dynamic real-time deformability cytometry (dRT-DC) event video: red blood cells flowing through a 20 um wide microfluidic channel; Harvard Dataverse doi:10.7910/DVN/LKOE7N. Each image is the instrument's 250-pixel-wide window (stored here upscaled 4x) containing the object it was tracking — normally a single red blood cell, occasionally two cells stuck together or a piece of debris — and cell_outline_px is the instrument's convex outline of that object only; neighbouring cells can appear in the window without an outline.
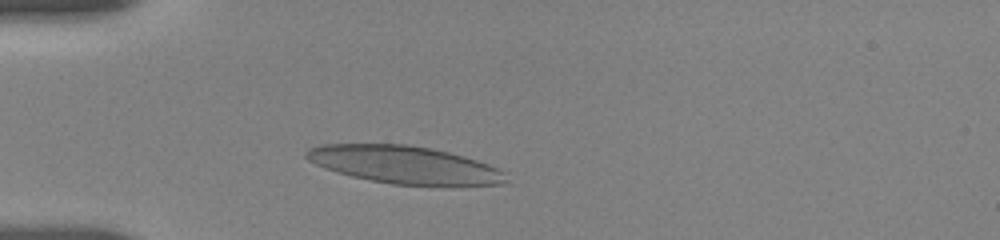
{"species": "human", "species_latin": "Homo sapiens", "temperature_condition": "room temperature", "stored_images_in_passage": 7, "camera_frame_rate_fps": 3000, "um_per_image_px": 0.085, "donor": {"sex": "female"}, "frame": {"image": 1, "passage_image": 5, "time_ms": 2.0, "image_size_px": [1000, 240], "cell_outline_px": [[512, 184], [452, 188], [440, 188], [392, 184], [352, 176], [336, 172], [324, 168], [308, 160], [304, 156], [304, 152], [308, 148], [320, 144], [404, 144], [432, 148], [464, 156], [488, 164], [504, 172]], "centroid_in_image_um": [34.5, 14.06], "position_along_channel_um": 50.5, "area_um2": 45.32}}
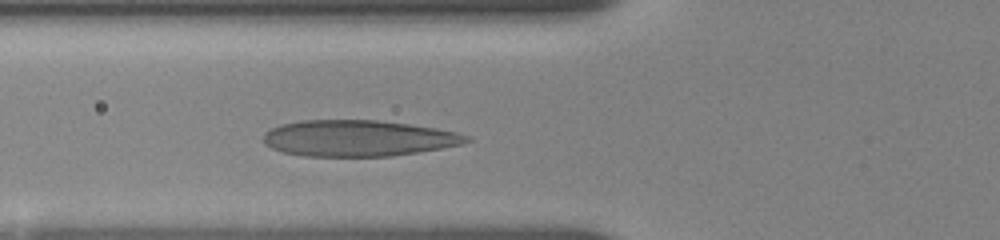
{"frame": {"image": 2, "passage_image": 7, "time_ms": 3.667, "image_size_px": [1000, 240], "cell_outline_px": [[472, 140], [460, 144], [440, 148], [392, 156], [304, 156], [284, 152], [272, 148], [264, 144], [264, 132], [280, 124], [304, 120], [376, 120], [408, 124], [436, 128], [456, 132], [468, 136]], "centroid_in_image_um": [30.41, 11.75], "position_along_channel_um": 95.4, "area_um2": 42.54}}